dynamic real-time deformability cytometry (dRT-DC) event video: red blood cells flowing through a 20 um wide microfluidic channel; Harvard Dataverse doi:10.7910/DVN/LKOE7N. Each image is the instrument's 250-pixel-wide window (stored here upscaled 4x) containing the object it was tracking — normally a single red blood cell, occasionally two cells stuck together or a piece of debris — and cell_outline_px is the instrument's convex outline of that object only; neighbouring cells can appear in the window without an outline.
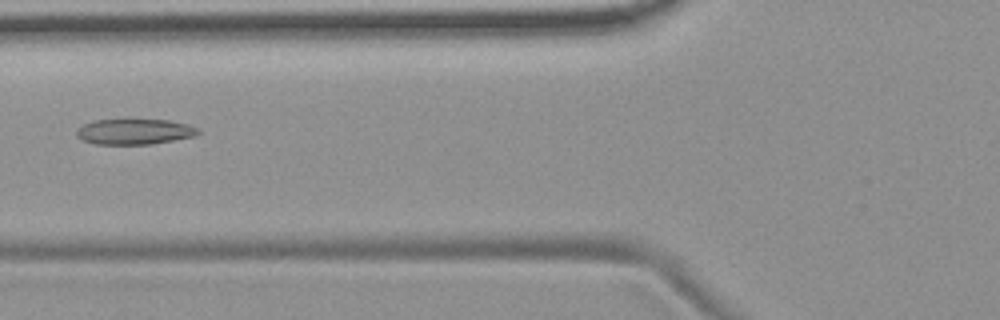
{"species": "common noctule bat (a hibernating species)", "species_latin": "Nyctalus noctula", "temperature_condition": "room temperature", "stored_images_in_passage": 9, "camera_frame_rate_fps": 3000, "um_per_image_px": 0.085, "animal": {"sex": "female", "body_mass_g": 19.9}, "frame": {"image": 1, "passage_image": 6, "time_ms": 6.0, "image_size_px": [1000, 320], "cell_outline_px": [[200, 132], [196, 136], [152, 144], [96, 144], [80, 140], [76, 136], [76, 128], [92, 120], [168, 120], [188, 124], [200, 128]], "centroid_in_image_um": [11.42, 11.19], "position_along_channel_um": 114.4, "area_um2": 18.26}}
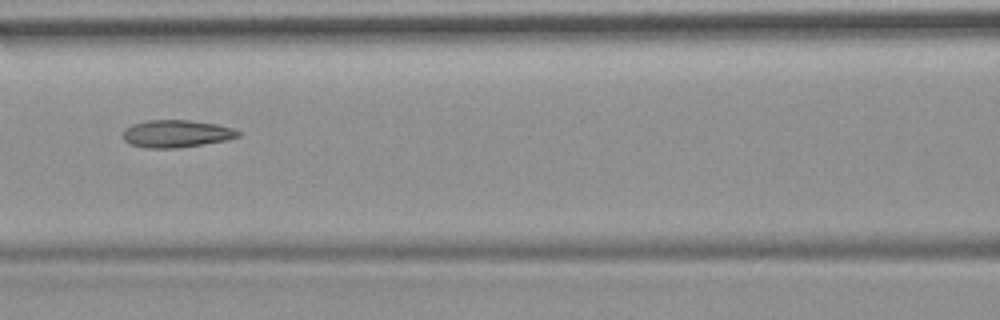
{"frame": {"image": 2, "passage_image": 7, "time_ms": 7.0, "image_size_px": [1000, 320], "cell_outline_px": [[240, 136], [228, 140], [176, 148], [144, 148], [128, 144], [124, 140], [124, 128], [132, 124], [148, 120], [188, 120], [216, 124], [232, 128], [240, 132]], "centroid_in_image_um": [14.97, 11.37], "position_along_channel_um": 151.6, "area_um2": 18.44}}
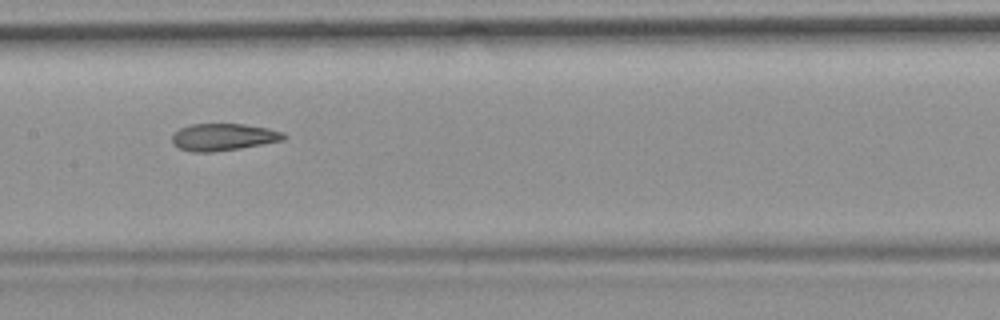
{"frame": {"image": 3, "passage_image": 8, "time_ms": 8.0, "image_size_px": [1000, 320], "cell_outline_px": [[288, 136], [284, 140], [240, 148], [212, 152], [192, 152], [180, 148], [172, 144], [172, 132], [180, 128], [192, 124], [244, 124], [268, 128], [284, 132]], "centroid_in_image_um": [18.98, 11.64], "position_along_channel_um": 188.4, "area_um2": 17.74}}